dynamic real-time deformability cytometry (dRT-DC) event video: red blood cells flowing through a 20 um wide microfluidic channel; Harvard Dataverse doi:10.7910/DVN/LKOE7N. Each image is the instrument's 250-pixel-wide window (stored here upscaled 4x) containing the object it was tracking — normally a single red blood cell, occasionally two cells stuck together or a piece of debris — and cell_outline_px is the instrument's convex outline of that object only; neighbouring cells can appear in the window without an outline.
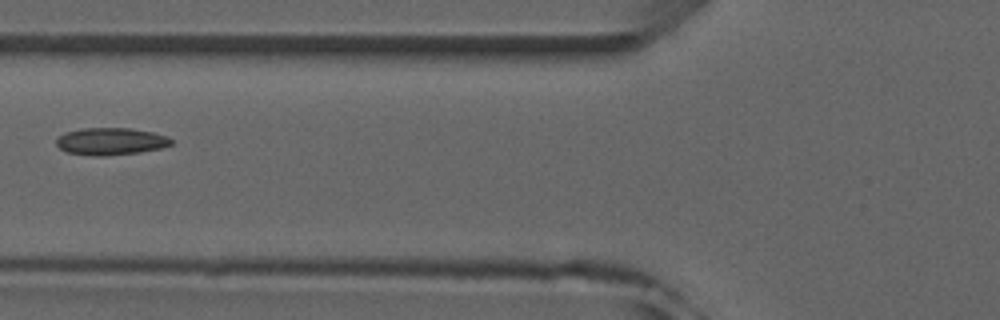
{"species": "common noctule bat (a hibernating species)", "species_latin": "Nyctalus noctula", "temperature_condition": "room temperature", "stored_images_in_passage": 5, "camera_frame_rate_fps": 3000, "um_per_image_px": 0.085, "animal": {"sex": "male", "forearm_length_mm": 52.5}, "frame": {"image": 1, "passage_image": 5, "time_ms": 5.667, "image_size_px": [1000, 320], "cell_outline_px": [[172, 144], [160, 148], [140, 152], [104, 156], [96, 156], [68, 152], [60, 148], [56, 144], [56, 140], [64, 132], [84, 128], [128, 128], [152, 132], [168, 136], [172, 140]], "centroid_in_image_um": [9.42, 12.01], "position_along_channel_um": 116.4, "area_um2": 18.09}}